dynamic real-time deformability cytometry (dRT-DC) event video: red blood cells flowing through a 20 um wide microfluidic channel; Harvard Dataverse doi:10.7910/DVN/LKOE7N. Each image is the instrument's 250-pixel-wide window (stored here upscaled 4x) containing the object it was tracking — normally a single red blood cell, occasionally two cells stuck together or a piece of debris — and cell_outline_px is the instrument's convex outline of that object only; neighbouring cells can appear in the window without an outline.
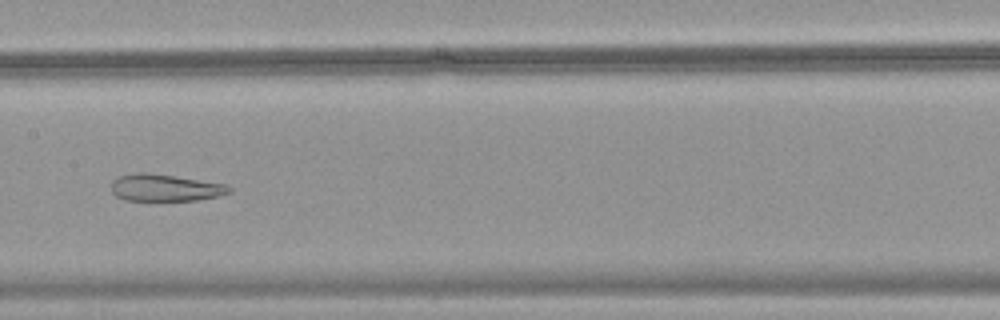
{"species": "common noctule bat (a hibernating species)", "species_latin": "Nyctalus noctula", "temperature_condition": "warm", "stored_images_in_passage": 52, "segment_of_instrument_passage": [1, 2], "camera_frame_rate_fps": 3000, "um_per_image_px": 0.085, "animal": {"sex": "female", "body_mass_g": 18.4}, "frame": {"image": 1, "passage_image": 27, "time_ms": 8.667, "image_size_px": [1000, 320], "cell_outline_px": [[232, 192], [220, 196], [200, 200], [124, 200], [116, 196], [112, 192], [112, 180], [120, 176], [136, 172], [148, 172], [176, 176], [224, 184], [232, 188]], "centroid_in_image_um": [14.05, 15.95], "position_along_channel_um": 193.4, "area_um2": 18.61}}
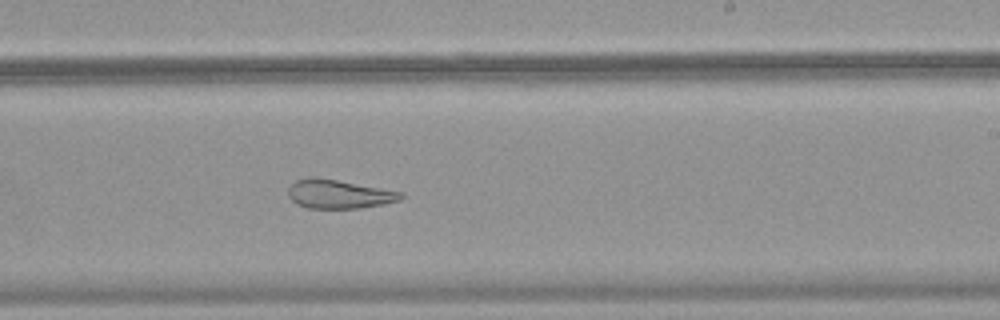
{"frame": {"image": 2, "passage_image": 32, "time_ms": 10.333, "image_size_px": [1000, 320], "cell_outline_px": [[404, 196], [400, 200], [384, 204], [360, 208], [308, 208], [296, 204], [288, 196], [288, 188], [296, 180], [308, 176], [336, 180], [404, 192]], "centroid_in_image_um": [28.8, 16.5], "position_along_channel_um": 260.2, "area_um2": 18.9}}
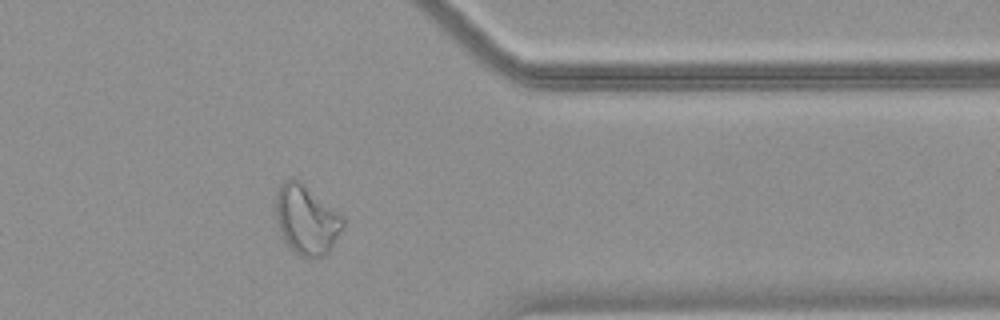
{"frame": {"image": 3, "passage_image": 42, "time_ms": 13.667, "image_size_px": [1000, 320], "cell_outline_px": [[344, 224], [328, 252], [324, 256], [300, 256], [284, 240], [276, 216], [276, 196], [280, 184], [284, 180], [292, 176], [300, 180], [340, 212], [344, 216]], "centroid_in_image_um": [26.06, 18.6], "position_along_channel_um": 385.3, "area_um2": 26.93}}